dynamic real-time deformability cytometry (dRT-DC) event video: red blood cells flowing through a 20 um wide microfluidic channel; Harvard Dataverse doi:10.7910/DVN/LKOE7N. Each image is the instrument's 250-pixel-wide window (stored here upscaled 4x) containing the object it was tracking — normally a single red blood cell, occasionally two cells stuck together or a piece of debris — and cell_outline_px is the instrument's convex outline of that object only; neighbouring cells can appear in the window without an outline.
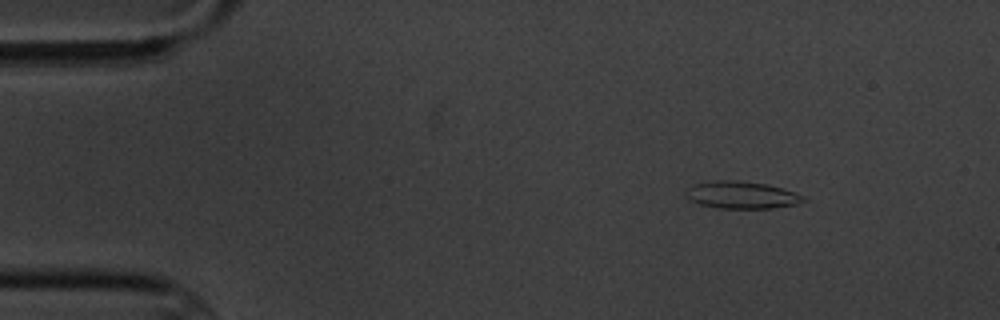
{"species": "common noctule bat (a hibernating species)", "species_latin": "Nyctalus noctula", "temperature_condition": "cold", "stored_images_in_passage": 11, "camera_frame_rate_fps": 3000, "um_per_image_px": 0.085, "animal": {"sex": "male", "body_mass_g": 20.1, "forearm_length_mm": 53.5}, "frame": {"image": 1, "passage_image": 2, "time_ms": 2.333, "image_size_px": [1000, 320], "cell_outline_px": [[804, 200], [796, 204], [772, 208], [720, 208], [700, 204], [688, 200], [684, 196], [684, 192], [692, 184], [716, 180], [736, 180], [768, 184], [804, 196]], "centroid_in_image_um": [62.95, 16.57], "position_along_channel_um": 22.1, "area_um2": 18.61}}
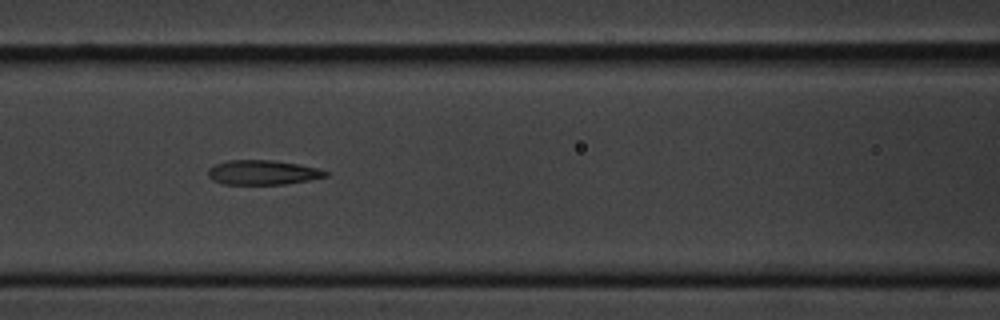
{"frame": {"image": 2, "passage_image": 7, "time_ms": 8.0, "image_size_px": [1000, 320], "cell_outline_px": [[328, 176], [308, 180], [284, 184], [224, 184], [212, 180], [208, 176], [208, 168], [216, 164], [228, 160], [272, 160], [296, 164], [316, 168], [328, 172]], "centroid_in_image_um": [22.29, 14.66], "position_along_channel_um": 144.3, "area_um2": 16.65}}
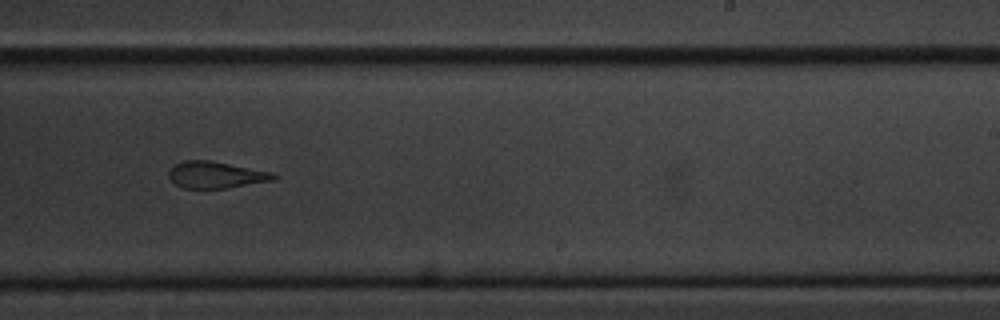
{"frame": {"image": 3, "passage_image": 10, "time_ms": 11.667, "image_size_px": [1000, 320], "cell_outline_px": [[276, 180], [224, 188], [184, 188], [176, 184], [168, 176], [168, 172], [180, 160], [212, 160], [272, 172], [276, 176]], "centroid_in_image_um": [18.35, 14.85], "position_along_channel_um": 270.7, "area_um2": 16.24}}